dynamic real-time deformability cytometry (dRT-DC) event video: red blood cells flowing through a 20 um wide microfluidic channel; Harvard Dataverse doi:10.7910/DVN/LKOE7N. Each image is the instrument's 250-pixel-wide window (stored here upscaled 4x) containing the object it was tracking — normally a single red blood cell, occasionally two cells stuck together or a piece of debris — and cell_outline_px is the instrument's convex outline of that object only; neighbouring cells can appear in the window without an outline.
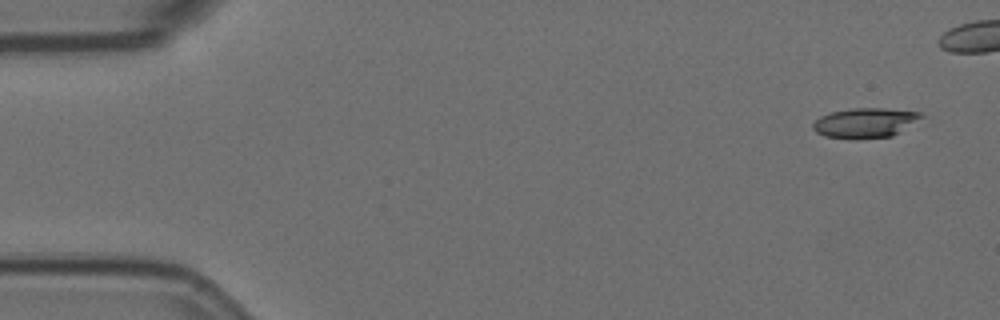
{"species": "Egyptian fruit bat (a non-hibernating species)", "species_latin": "Rousettus aegyptiacus", "temperature_condition": "room temperature", "stored_images_in_passage": 9, "camera_frame_rate_fps": 3000, "um_per_image_px": 0.085, "animal": {"sex": "female"}, "frame": {"image": 1, "passage_image": 1, "time_ms": 0.0, "image_size_px": [1000, 320], "cell_outline_px": [[928, 116], [892, 136], [856, 140], [852, 140], [824, 136], [816, 132], [812, 128], [812, 124], [820, 116], [832, 112], [852, 108], [884, 108], [920, 112]], "centroid_in_image_um": [73.57, 10.45], "position_along_channel_um": 11.4, "area_um2": 19.25}}
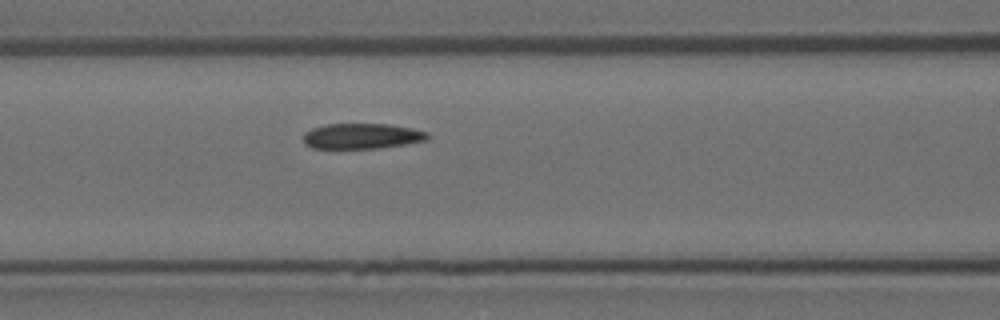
{"frame": {"image": 2, "passage_image": 9, "time_ms": 2.667, "image_size_px": [1000, 320], "cell_outline_px": [[428, 140], [380, 148], [312, 148], [304, 144], [304, 132], [312, 128], [324, 124], [388, 124], [412, 128], [428, 132]], "centroid_in_image_um": [30.74, 11.56], "position_along_channel_um": 135.9, "area_um2": 18.44}}